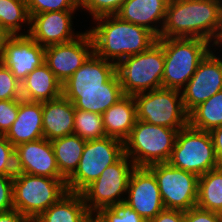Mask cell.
<instances>
[{"label": "cell", "mask_w": 222, "mask_h": 222, "mask_svg": "<svg viewBox=\"0 0 222 222\" xmlns=\"http://www.w3.org/2000/svg\"><path fill=\"white\" fill-rule=\"evenodd\" d=\"M221 9L222 0H169L159 38H200L214 46Z\"/></svg>", "instance_id": "cell-1"}, {"label": "cell", "mask_w": 222, "mask_h": 222, "mask_svg": "<svg viewBox=\"0 0 222 222\" xmlns=\"http://www.w3.org/2000/svg\"><path fill=\"white\" fill-rule=\"evenodd\" d=\"M93 21L96 26L88 31L94 52L115 64L127 56L144 52L157 41V37L148 29L124 21L116 14L100 16Z\"/></svg>", "instance_id": "cell-2"}, {"label": "cell", "mask_w": 222, "mask_h": 222, "mask_svg": "<svg viewBox=\"0 0 222 222\" xmlns=\"http://www.w3.org/2000/svg\"><path fill=\"white\" fill-rule=\"evenodd\" d=\"M213 47L200 38H163L162 88L181 91Z\"/></svg>", "instance_id": "cell-3"}, {"label": "cell", "mask_w": 222, "mask_h": 222, "mask_svg": "<svg viewBox=\"0 0 222 222\" xmlns=\"http://www.w3.org/2000/svg\"><path fill=\"white\" fill-rule=\"evenodd\" d=\"M163 73V38H157L144 52L127 56L117 64L123 93L129 96L162 88Z\"/></svg>", "instance_id": "cell-4"}, {"label": "cell", "mask_w": 222, "mask_h": 222, "mask_svg": "<svg viewBox=\"0 0 222 222\" xmlns=\"http://www.w3.org/2000/svg\"><path fill=\"white\" fill-rule=\"evenodd\" d=\"M176 129L136 121L124 141V154L136 167L168 163L177 135Z\"/></svg>", "instance_id": "cell-5"}, {"label": "cell", "mask_w": 222, "mask_h": 222, "mask_svg": "<svg viewBox=\"0 0 222 222\" xmlns=\"http://www.w3.org/2000/svg\"><path fill=\"white\" fill-rule=\"evenodd\" d=\"M68 192L66 179L16 172L13 178V206L31 221Z\"/></svg>", "instance_id": "cell-6"}, {"label": "cell", "mask_w": 222, "mask_h": 222, "mask_svg": "<svg viewBox=\"0 0 222 222\" xmlns=\"http://www.w3.org/2000/svg\"><path fill=\"white\" fill-rule=\"evenodd\" d=\"M168 163L199 177L220 166L210 133L189 124L177 132Z\"/></svg>", "instance_id": "cell-7"}, {"label": "cell", "mask_w": 222, "mask_h": 222, "mask_svg": "<svg viewBox=\"0 0 222 222\" xmlns=\"http://www.w3.org/2000/svg\"><path fill=\"white\" fill-rule=\"evenodd\" d=\"M137 119L177 131L188 125L181 91L160 88L133 95Z\"/></svg>", "instance_id": "cell-8"}, {"label": "cell", "mask_w": 222, "mask_h": 222, "mask_svg": "<svg viewBox=\"0 0 222 222\" xmlns=\"http://www.w3.org/2000/svg\"><path fill=\"white\" fill-rule=\"evenodd\" d=\"M124 155V142L105 136L86 140L79 165L66 180L68 192L81 193L95 181L105 168Z\"/></svg>", "instance_id": "cell-9"}, {"label": "cell", "mask_w": 222, "mask_h": 222, "mask_svg": "<svg viewBox=\"0 0 222 222\" xmlns=\"http://www.w3.org/2000/svg\"><path fill=\"white\" fill-rule=\"evenodd\" d=\"M135 167L124 154L117 162L105 168L102 174L81 192L88 211L97 213L101 208L124 202L129 178Z\"/></svg>", "instance_id": "cell-10"}, {"label": "cell", "mask_w": 222, "mask_h": 222, "mask_svg": "<svg viewBox=\"0 0 222 222\" xmlns=\"http://www.w3.org/2000/svg\"><path fill=\"white\" fill-rule=\"evenodd\" d=\"M148 168L157 179L165 209L187 211L196 206L199 176L169 163H156Z\"/></svg>", "instance_id": "cell-11"}, {"label": "cell", "mask_w": 222, "mask_h": 222, "mask_svg": "<svg viewBox=\"0 0 222 222\" xmlns=\"http://www.w3.org/2000/svg\"><path fill=\"white\" fill-rule=\"evenodd\" d=\"M123 91L117 64L93 52L84 64L62 85V93Z\"/></svg>", "instance_id": "cell-12"}, {"label": "cell", "mask_w": 222, "mask_h": 222, "mask_svg": "<svg viewBox=\"0 0 222 222\" xmlns=\"http://www.w3.org/2000/svg\"><path fill=\"white\" fill-rule=\"evenodd\" d=\"M216 50L212 49L205 56L181 90L183 105L188 114L222 90V55H216Z\"/></svg>", "instance_id": "cell-13"}, {"label": "cell", "mask_w": 222, "mask_h": 222, "mask_svg": "<svg viewBox=\"0 0 222 222\" xmlns=\"http://www.w3.org/2000/svg\"><path fill=\"white\" fill-rule=\"evenodd\" d=\"M93 52V40L87 29L70 42L45 47V63L64 84Z\"/></svg>", "instance_id": "cell-14"}, {"label": "cell", "mask_w": 222, "mask_h": 222, "mask_svg": "<svg viewBox=\"0 0 222 222\" xmlns=\"http://www.w3.org/2000/svg\"><path fill=\"white\" fill-rule=\"evenodd\" d=\"M0 62L22 83L29 73L45 63V48L29 34L6 36Z\"/></svg>", "instance_id": "cell-15"}, {"label": "cell", "mask_w": 222, "mask_h": 222, "mask_svg": "<svg viewBox=\"0 0 222 222\" xmlns=\"http://www.w3.org/2000/svg\"><path fill=\"white\" fill-rule=\"evenodd\" d=\"M124 202L146 222L165 209L157 179L148 167L133 169Z\"/></svg>", "instance_id": "cell-16"}, {"label": "cell", "mask_w": 222, "mask_h": 222, "mask_svg": "<svg viewBox=\"0 0 222 222\" xmlns=\"http://www.w3.org/2000/svg\"><path fill=\"white\" fill-rule=\"evenodd\" d=\"M75 12L64 10L32 15L28 34L44 48L70 42L82 34L74 32L72 20Z\"/></svg>", "instance_id": "cell-17"}, {"label": "cell", "mask_w": 222, "mask_h": 222, "mask_svg": "<svg viewBox=\"0 0 222 222\" xmlns=\"http://www.w3.org/2000/svg\"><path fill=\"white\" fill-rule=\"evenodd\" d=\"M16 172L65 179L59 172L51 141L41 138L15 147Z\"/></svg>", "instance_id": "cell-18"}, {"label": "cell", "mask_w": 222, "mask_h": 222, "mask_svg": "<svg viewBox=\"0 0 222 222\" xmlns=\"http://www.w3.org/2000/svg\"><path fill=\"white\" fill-rule=\"evenodd\" d=\"M168 1L125 0L116 15L124 21L148 29L159 38L165 21Z\"/></svg>", "instance_id": "cell-19"}, {"label": "cell", "mask_w": 222, "mask_h": 222, "mask_svg": "<svg viewBox=\"0 0 222 222\" xmlns=\"http://www.w3.org/2000/svg\"><path fill=\"white\" fill-rule=\"evenodd\" d=\"M42 102L19 99L16 121L5 134L14 146L44 138Z\"/></svg>", "instance_id": "cell-20"}, {"label": "cell", "mask_w": 222, "mask_h": 222, "mask_svg": "<svg viewBox=\"0 0 222 222\" xmlns=\"http://www.w3.org/2000/svg\"><path fill=\"white\" fill-rule=\"evenodd\" d=\"M43 135L51 141L74 133L75 107L63 95L42 102Z\"/></svg>", "instance_id": "cell-21"}, {"label": "cell", "mask_w": 222, "mask_h": 222, "mask_svg": "<svg viewBox=\"0 0 222 222\" xmlns=\"http://www.w3.org/2000/svg\"><path fill=\"white\" fill-rule=\"evenodd\" d=\"M62 83L46 63L36 67L21 83L23 100L44 102L62 96Z\"/></svg>", "instance_id": "cell-22"}, {"label": "cell", "mask_w": 222, "mask_h": 222, "mask_svg": "<svg viewBox=\"0 0 222 222\" xmlns=\"http://www.w3.org/2000/svg\"><path fill=\"white\" fill-rule=\"evenodd\" d=\"M102 118L106 136L124 142L137 121L134 97L125 95L108 108L102 114Z\"/></svg>", "instance_id": "cell-23"}, {"label": "cell", "mask_w": 222, "mask_h": 222, "mask_svg": "<svg viewBox=\"0 0 222 222\" xmlns=\"http://www.w3.org/2000/svg\"><path fill=\"white\" fill-rule=\"evenodd\" d=\"M89 214L82 194L67 192L32 222H84Z\"/></svg>", "instance_id": "cell-24"}, {"label": "cell", "mask_w": 222, "mask_h": 222, "mask_svg": "<svg viewBox=\"0 0 222 222\" xmlns=\"http://www.w3.org/2000/svg\"><path fill=\"white\" fill-rule=\"evenodd\" d=\"M60 174L67 180L77 169L86 140L70 134L51 140Z\"/></svg>", "instance_id": "cell-25"}, {"label": "cell", "mask_w": 222, "mask_h": 222, "mask_svg": "<svg viewBox=\"0 0 222 222\" xmlns=\"http://www.w3.org/2000/svg\"><path fill=\"white\" fill-rule=\"evenodd\" d=\"M30 15L26 0H0V29L7 35H27L24 24L30 27Z\"/></svg>", "instance_id": "cell-26"}, {"label": "cell", "mask_w": 222, "mask_h": 222, "mask_svg": "<svg viewBox=\"0 0 222 222\" xmlns=\"http://www.w3.org/2000/svg\"><path fill=\"white\" fill-rule=\"evenodd\" d=\"M196 206L214 212L222 209V166L199 177Z\"/></svg>", "instance_id": "cell-27"}, {"label": "cell", "mask_w": 222, "mask_h": 222, "mask_svg": "<svg viewBox=\"0 0 222 222\" xmlns=\"http://www.w3.org/2000/svg\"><path fill=\"white\" fill-rule=\"evenodd\" d=\"M62 95L73 103L75 109L101 115L125 96L123 91H92Z\"/></svg>", "instance_id": "cell-28"}, {"label": "cell", "mask_w": 222, "mask_h": 222, "mask_svg": "<svg viewBox=\"0 0 222 222\" xmlns=\"http://www.w3.org/2000/svg\"><path fill=\"white\" fill-rule=\"evenodd\" d=\"M188 124L206 132L220 127L222 125V90L195 107L188 114Z\"/></svg>", "instance_id": "cell-29"}, {"label": "cell", "mask_w": 222, "mask_h": 222, "mask_svg": "<svg viewBox=\"0 0 222 222\" xmlns=\"http://www.w3.org/2000/svg\"><path fill=\"white\" fill-rule=\"evenodd\" d=\"M74 134L85 140L106 136L101 114L75 109Z\"/></svg>", "instance_id": "cell-30"}, {"label": "cell", "mask_w": 222, "mask_h": 222, "mask_svg": "<svg viewBox=\"0 0 222 222\" xmlns=\"http://www.w3.org/2000/svg\"><path fill=\"white\" fill-rule=\"evenodd\" d=\"M97 214L105 222H146L125 202H121L113 207L101 208Z\"/></svg>", "instance_id": "cell-31"}, {"label": "cell", "mask_w": 222, "mask_h": 222, "mask_svg": "<svg viewBox=\"0 0 222 222\" xmlns=\"http://www.w3.org/2000/svg\"><path fill=\"white\" fill-rule=\"evenodd\" d=\"M26 3L30 17L43 12L80 10L79 0H26Z\"/></svg>", "instance_id": "cell-32"}, {"label": "cell", "mask_w": 222, "mask_h": 222, "mask_svg": "<svg viewBox=\"0 0 222 222\" xmlns=\"http://www.w3.org/2000/svg\"><path fill=\"white\" fill-rule=\"evenodd\" d=\"M125 0H81L80 8L88 12L92 19L119 12Z\"/></svg>", "instance_id": "cell-33"}, {"label": "cell", "mask_w": 222, "mask_h": 222, "mask_svg": "<svg viewBox=\"0 0 222 222\" xmlns=\"http://www.w3.org/2000/svg\"><path fill=\"white\" fill-rule=\"evenodd\" d=\"M21 83L12 72L0 62V100H19Z\"/></svg>", "instance_id": "cell-34"}, {"label": "cell", "mask_w": 222, "mask_h": 222, "mask_svg": "<svg viewBox=\"0 0 222 222\" xmlns=\"http://www.w3.org/2000/svg\"><path fill=\"white\" fill-rule=\"evenodd\" d=\"M15 147L0 135V175H15Z\"/></svg>", "instance_id": "cell-35"}, {"label": "cell", "mask_w": 222, "mask_h": 222, "mask_svg": "<svg viewBox=\"0 0 222 222\" xmlns=\"http://www.w3.org/2000/svg\"><path fill=\"white\" fill-rule=\"evenodd\" d=\"M19 100H0V135H5L16 121Z\"/></svg>", "instance_id": "cell-36"}, {"label": "cell", "mask_w": 222, "mask_h": 222, "mask_svg": "<svg viewBox=\"0 0 222 222\" xmlns=\"http://www.w3.org/2000/svg\"><path fill=\"white\" fill-rule=\"evenodd\" d=\"M14 175H0V212L9 211L13 206Z\"/></svg>", "instance_id": "cell-37"}, {"label": "cell", "mask_w": 222, "mask_h": 222, "mask_svg": "<svg viewBox=\"0 0 222 222\" xmlns=\"http://www.w3.org/2000/svg\"><path fill=\"white\" fill-rule=\"evenodd\" d=\"M184 222H221V220L218 212L195 206L184 211Z\"/></svg>", "instance_id": "cell-38"}, {"label": "cell", "mask_w": 222, "mask_h": 222, "mask_svg": "<svg viewBox=\"0 0 222 222\" xmlns=\"http://www.w3.org/2000/svg\"><path fill=\"white\" fill-rule=\"evenodd\" d=\"M149 222H184V211L164 209Z\"/></svg>", "instance_id": "cell-39"}, {"label": "cell", "mask_w": 222, "mask_h": 222, "mask_svg": "<svg viewBox=\"0 0 222 222\" xmlns=\"http://www.w3.org/2000/svg\"><path fill=\"white\" fill-rule=\"evenodd\" d=\"M209 133L213 141V146L219 165L222 166V125L211 130Z\"/></svg>", "instance_id": "cell-40"}, {"label": "cell", "mask_w": 222, "mask_h": 222, "mask_svg": "<svg viewBox=\"0 0 222 222\" xmlns=\"http://www.w3.org/2000/svg\"><path fill=\"white\" fill-rule=\"evenodd\" d=\"M0 222H32L28 217L16 209L0 212Z\"/></svg>", "instance_id": "cell-41"}, {"label": "cell", "mask_w": 222, "mask_h": 222, "mask_svg": "<svg viewBox=\"0 0 222 222\" xmlns=\"http://www.w3.org/2000/svg\"><path fill=\"white\" fill-rule=\"evenodd\" d=\"M216 47L217 50H219V47H222V9H221V25H220V29L217 35V38L214 42V48Z\"/></svg>", "instance_id": "cell-42"}, {"label": "cell", "mask_w": 222, "mask_h": 222, "mask_svg": "<svg viewBox=\"0 0 222 222\" xmlns=\"http://www.w3.org/2000/svg\"><path fill=\"white\" fill-rule=\"evenodd\" d=\"M84 222H105L97 213H90Z\"/></svg>", "instance_id": "cell-43"}, {"label": "cell", "mask_w": 222, "mask_h": 222, "mask_svg": "<svg viewBox=\"0 0 222 222\" xmlns=\"http://www.w3.org/2000/svg\"><path fill=\"white\" fill-rule=\"evenodd\" d=\"M7 35L0 29V59H1V55H2V44H3V40Z\"/></svg>", "instance_id": "cell-44"}, {"label": "cell", "mask_w": 222, "mask_h": 222, "mask_svg": "<svg viewBox=\"0 0 222 222\" xmlns=\"http://www.w3.org/2000/svg\"><path fill=\"white\" fill-rule=\"evenodd\" d=\"M218 213H219V216H220V220L222 222V209Z\"/></svg>", "instance_id": "cell-45"}]
</instances>
